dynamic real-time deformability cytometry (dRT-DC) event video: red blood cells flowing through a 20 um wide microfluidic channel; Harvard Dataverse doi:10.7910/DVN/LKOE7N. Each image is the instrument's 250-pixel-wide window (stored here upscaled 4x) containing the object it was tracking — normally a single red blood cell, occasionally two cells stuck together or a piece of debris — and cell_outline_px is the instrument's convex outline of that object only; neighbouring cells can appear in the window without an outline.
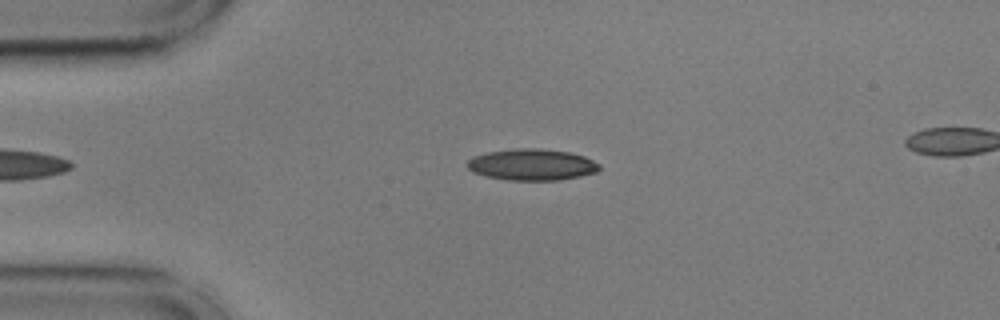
{"species": "common noctule bat (a hibernating species)", "species_latin": "Nyctalus noctula", "temperature_condition": "cold", "stored_images_in_passage": 41, "camera_frame_rate_fps": 3000, "um_per_image_px": 0.085, "animal": {"sex": "male", "body_mass_g": 17.9, "forearm_length_mm": 54.2}, "frame": {"image": 1, "passage_image": 3, "time_ms": 0.667, "image_size_px": [1000, 320], "cell_outline_px": [[600, 168], [596, 172], [580, 176], [560, 180], [508, 180], [488, 176], [472, 172], [468, 168], [468, 160], [472, 156], [488, 152], [516, 148], [540, 148], [572, 152], [584, 156], [600, 164]], "centroid_in_image_um": [45.23, 13.98], "position_along_channel_um": 39.8, "area_um2": 24.22}}
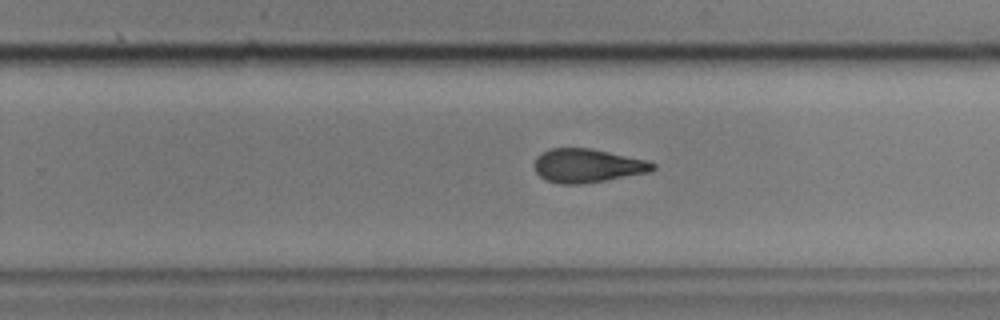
{"frame": {"image": 2, "passage_image": 25, "time_ms": 8.0, "image_size_px": [1000, 320], "cell_outline_px": [[656, 168], [652, 172], [580, 184], [560, 184], [544, 180], [536, 172], [536, 156], [548, 148], [588, 148], [648, 160], [656, 164]], "centroid_in_image_um": [49.94, 14.08], "position_along_channel_um": 279.9, "area_um2": 23.24}}
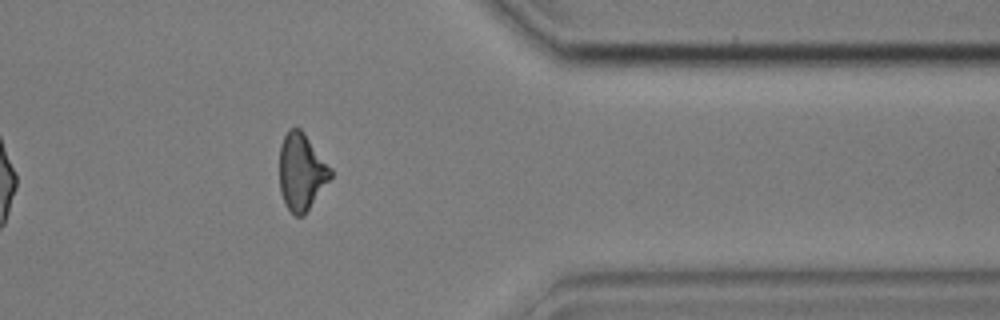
{"frame": {"image": 3, "passage_image": 35, "time_ms": 11.333, "image_size_px": [1000, 320], "cell_outline_px": [[332, 176], [304, 216], [296, 216], [284, 204], [280, 192], [280, 144], [288, 128], [300, 128], [304, 132], [332, 168]], "centroid_in_image_um": [25.62, 14.6], "position_along_channel_um": 385.8, "area_um2": 23.0}, "authors_computed_cell_mechanics": {"area_um2": 23.7558, "velocity_mm_per_s": 3.6227, "shape_relaxation_time_tau1_ms": 6.993, "shape_relaxation_time_tau2_ms": 3.6616, "deformation_change_tau1": 0.1871, "deformation_change_tau2": 0.1332}}